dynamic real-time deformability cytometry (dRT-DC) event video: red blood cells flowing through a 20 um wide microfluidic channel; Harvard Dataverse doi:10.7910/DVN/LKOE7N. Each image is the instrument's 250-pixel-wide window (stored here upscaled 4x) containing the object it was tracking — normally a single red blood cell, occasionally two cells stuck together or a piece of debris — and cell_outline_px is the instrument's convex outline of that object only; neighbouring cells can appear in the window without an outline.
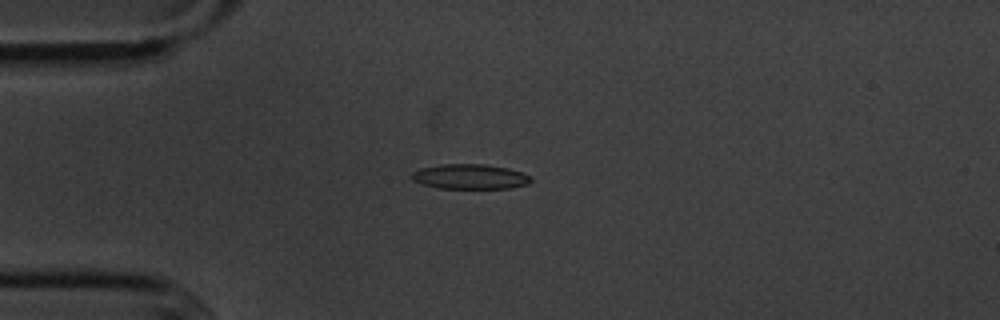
{"species": "common noctule bat (a hibernating species)", "species_latin": "Nyctalus noctula", "temperature_condition": "cold", "stored_images_in_passage": 10, "camera_frame_rate_fps": 3000, "um_per_image_px": 0.085, "animal": {"sex": "male", "body_mass_g": 20.1, "forearm_length_mm": 53.5}, "frame": {"image": 1, "passage_image": 4, "time_ms": 3.667, "image_size_px": [1000, 320], "cell_outline_px": [[532, 180], [528, 184], [508, 188], [436, 188], [412, 180], [412, 172], [420, 168], [440, 164], [484, 164], [508, 168], [524, 172], [532, 176]], "centroid_in_image_um": [39.98, 15.0], "position_along_channel_um": 45.0, "area_um2": 17.4}}
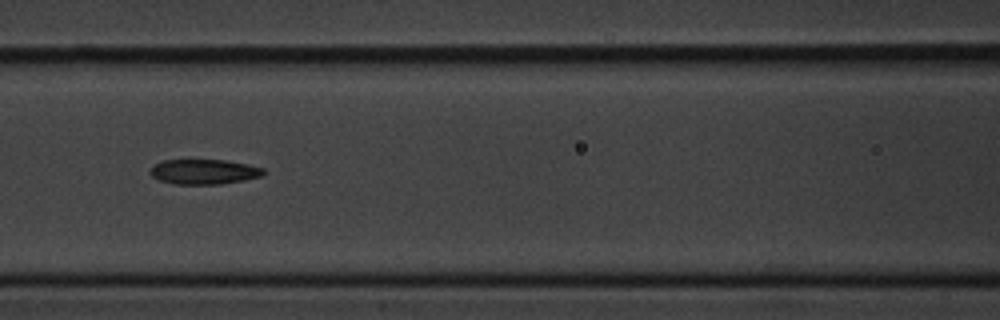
{"frame": {"image": 2, "passage_image": 7, "time_ms": 7.0, "image_size_px": [1000, 320], "cell_outline_px": [[264, 172], [260, 176], [244, 180], [220, 184], [172, 184], [160, 180], [152, 176], [148, 172], [156, 164], [164, 160], [224, 160], [248, 164], [264, 168]], "centroid_in_image_um": [17.33, 14.6], "position_along_channel_um": 149.3, "area_um2": 16.36}}
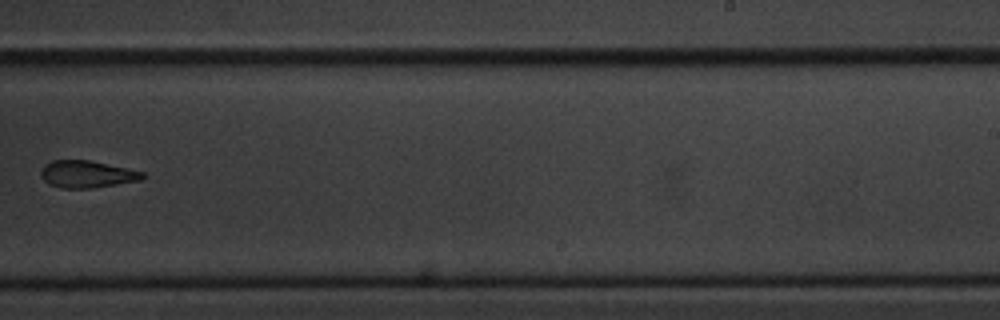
{"frame": {"image": 3, "passage_image": 10, "time_ms": 10.667, "image_size_px": [1000, 320], "cell_outline_px": [[144, 176], [140, 180], [92, 188], [60, 188], [48, 184], [40, 176], [40, 172], [44, 164], [52, 160], [88, 160], [128, 168], [144, 172]], "centroid_in_image_um": [7.34, 14.8], "position_along_channel_um": 281.7, "area_um2": 16.07}}